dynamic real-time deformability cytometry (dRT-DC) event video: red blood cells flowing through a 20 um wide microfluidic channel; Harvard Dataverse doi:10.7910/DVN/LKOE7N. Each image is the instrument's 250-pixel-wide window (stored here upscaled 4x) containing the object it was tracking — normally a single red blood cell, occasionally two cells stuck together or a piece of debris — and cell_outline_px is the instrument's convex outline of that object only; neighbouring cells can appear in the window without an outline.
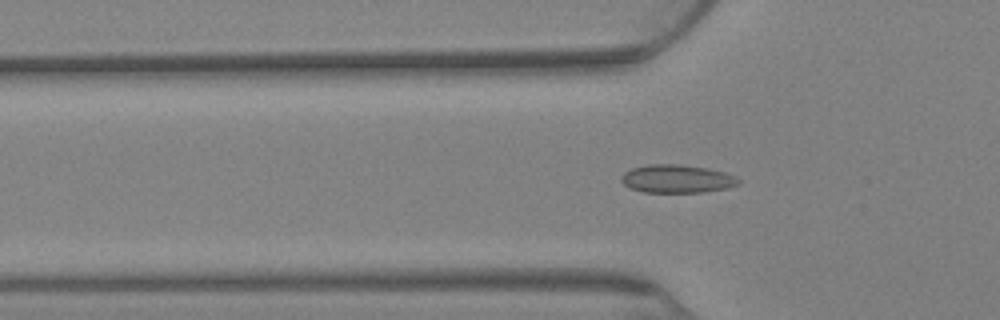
{"species": "Egyptian fruit bat (a non-hibernating species)", "species_latin": "Rousettus aegyptiacus", "temperature_condition": "warm", "stored_images_in_passage": 57, "camera_frame_rate_fps": 3000, "um_per_image_px": 0.085, "animal": {"sex": "female"}, "frame": {"image": 1, "passage_image": 6, "time_ms": 1.667, "image_size_px": [1000, 320], "cell_outline_px": [[740, 184], [728, 188], [704, 192], [644, 192], [632, 188], [624, 184], [620, 180], [620, 176], [624, 172], [632, 168], [648, 164], [680, 164], [708, 168], [724, 172], [736, 176], [740, 180]], "centroid_in_image_um": [57.56, 15.19], "position_along_channel_um": 68.2, "area_um2": 19.36}}
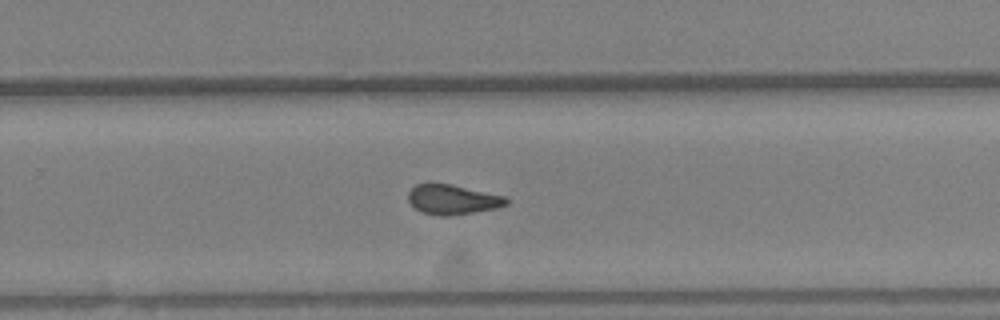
{"frame": {"image": 2, "passage_image": 31, "time_ms": 10.0, "image_size_px": [1000, 320], "cell_outline_px": [[508, 204], [496, 208], [448, 216], [440, 216], [420, 212], [408, 200], [408, 192], [416, 184], [428, 180], [432, 180], [452, 184], [504, 196], [508, 200]], "centroid_in_image_um": [38.4, 16.91], "position_along_channel_um": 291.4, "area_um2": 17.4}}
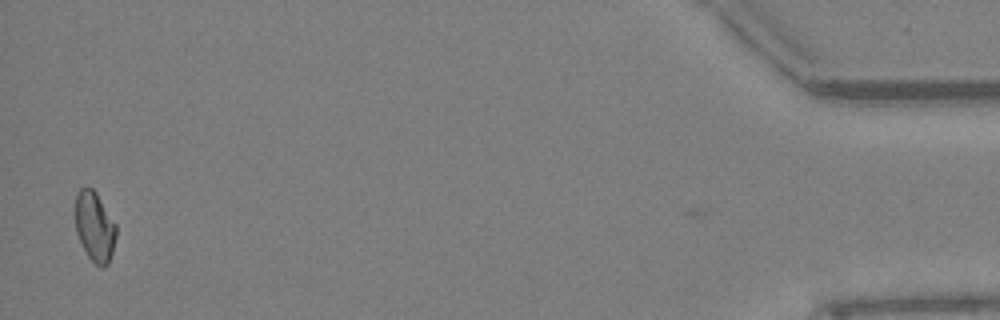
{"frame": {"image": 3, "passage_image": 56, "time_ms": 18.333, "image_size_px": [1000, 320], "cell_outline_px": [[116, 236], [112, 252], [108, 264], [104, 268], [100, 268], [88, 256], [76, 232], [76, 192], [84, 184], [92, 188], [96, 192], [116, 224]], "centroid_in_image_um": [8.05, 19.24], "position_along_channel_um": 427.1, "area_um2": 16.65}, "authors_computed_cell_mechanics": {"area_um2": 17.1666, "velocity_mm_per_s": 2.6895, "shape_relaxation_time_tau1_ms": null, "shape_relaxation_time_tau2_ms": 1.6341, "deformation_change_tau1": null, "deformation_change_tau2": 0.0466}}